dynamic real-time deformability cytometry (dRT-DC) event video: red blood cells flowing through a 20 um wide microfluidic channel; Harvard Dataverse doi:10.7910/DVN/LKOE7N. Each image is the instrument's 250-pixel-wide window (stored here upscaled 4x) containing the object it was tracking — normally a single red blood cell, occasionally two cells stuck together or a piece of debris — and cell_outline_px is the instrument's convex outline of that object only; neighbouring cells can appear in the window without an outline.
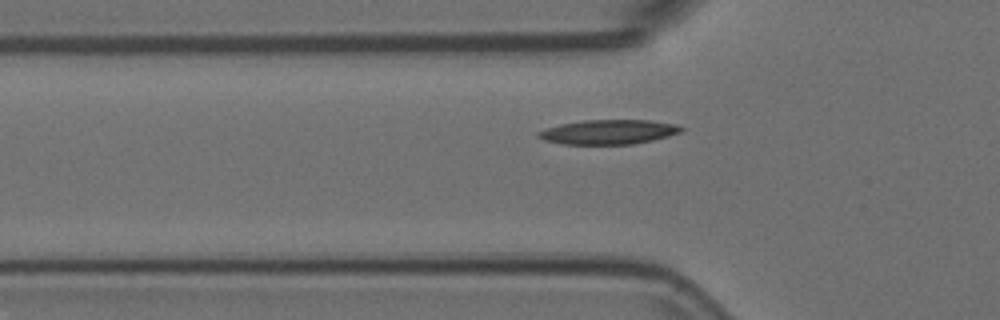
{"species": "Egyptian fruit bat (a non-hibernating species)", "species_latin": "Rousettus aegyptiacus", "temperature_condition": "room temperature", "stored_images_in_passage": 35, "camera_frame_rate_fps": 3000, "um_per_image_px": 0.085, "animal": {"sex": "female"}, "frame": {"image": 1, "passage_image": 2, "time_ms": 0.333, "image_size_px": [1000, 320], "cell_outline_px": [[684, 128], [680, 132], [668, 136], [652, 140], [632, 144], [564, 144], [544, 140], [536, 136], [536, 132], [560, 124], [584, 120], [648, 120], [676, 124]], "centroid_in_image_um": [51.71, 11.21], "position_along_channel_um": 74.1, "area_um2": 20.29}}
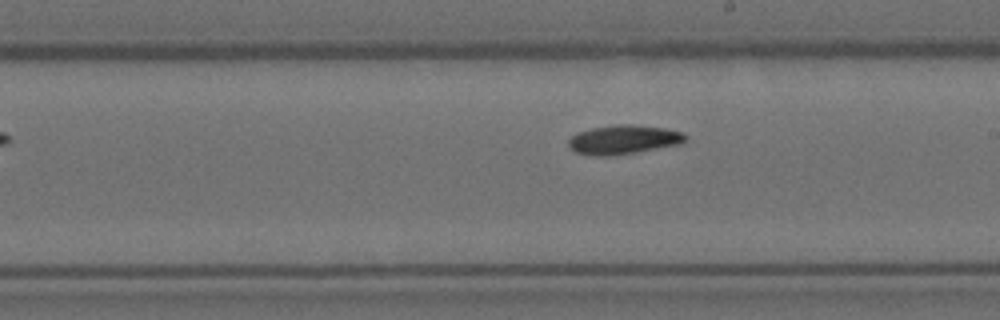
{"frame": {"image": 2, "passage_image": 15, "time_ms": 4.667, "image_size_px": [1000, 320], "cell_outline_px": [[688, 140], [684, 144], [608, 156], [596, 156], [576, 152], [568, 144], [568, 140], [576, 132], [592, 128], [616, 124], [632, 124], [664, 128], [684, 132], [688, 136]], "centroid_in_image_um": [53.06, 11.85], "position_along_channel_um": 235.9, "area_um2": 19.94}}
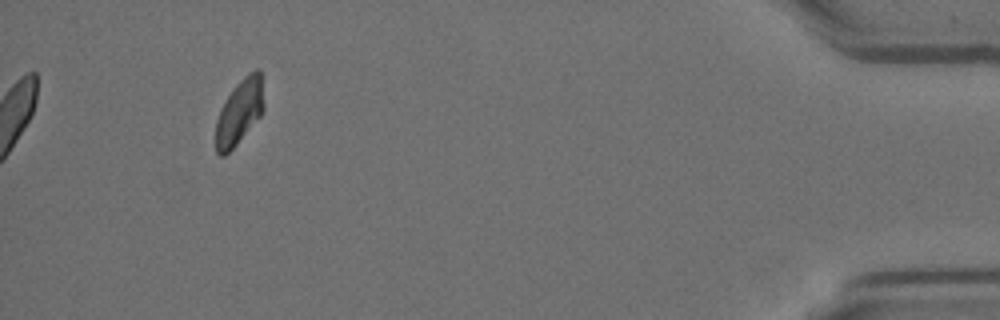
{"frame": {"image": 3, "passage_image": 35, "time_ms": 11.333, "image_size_px": [1000, 320], "cell_outline_px": [[264, 108], [260, 116], [236, 144], [224, 156], [220, 156], [216, 152], [216, 120], [220, 108], [236, 84], [248, 72], [256, 68], [260, 68], [264, 104]], "centroid_in_image_um": [20.35, 9.48], "position_along_channel_um": 414.8, "area_um2": 18.09}, "authors_computed_cell_mechanics": {"area_um2": 19.1896, "velocity_mm_per_s": 3.7223, "shape_relaxation_time_tau1_ms": 6.325, "shape_relaxation_time_tau2_ms": null, "deformation_change_tau1": 0.1621, "deformation_change_tau2": null}}